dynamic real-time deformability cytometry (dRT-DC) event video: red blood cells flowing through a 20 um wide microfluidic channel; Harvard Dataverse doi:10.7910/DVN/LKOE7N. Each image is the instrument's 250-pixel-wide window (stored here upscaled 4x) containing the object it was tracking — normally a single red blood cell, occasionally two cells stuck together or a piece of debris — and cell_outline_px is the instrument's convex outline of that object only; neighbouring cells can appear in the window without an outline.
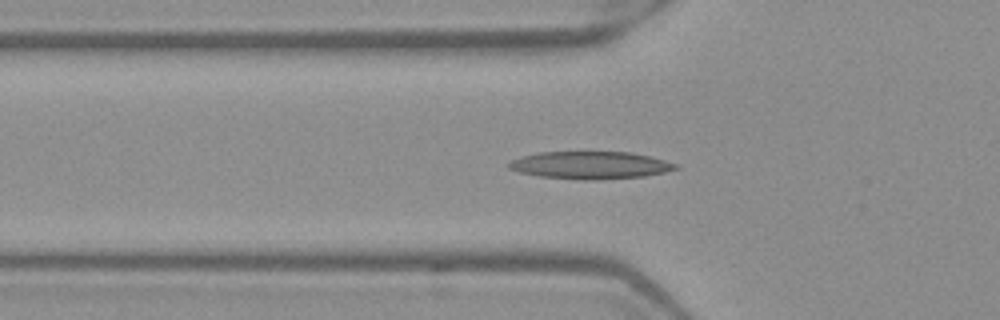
{"species": "Egyptian fruit bat (a non-hibernating species)", "species_latin": "Rousettus aegyptiacus", "temperature_condition": "warm", "stored_images_in_passage": 52, "camera_frame_rate_fps": 3000, "um_per_image_px": 0.085, "frame": {"image": 1, "passage_image": 18, "time_ms": 5.667, "image_size_px": [1000, 320], "cell_outline_px": [[680, 168], [664, 172], [644, 176], [596, 180], [580, 180], [540, 176], [520, 172], [508, 168], [508, 160], [540, 152], [632, 152], [664, 160], [676, 164]], "centroid_in_image_um": [50.16, 14.04], "position_along_channel_um": 75.6, "area_um2": 26.65}}
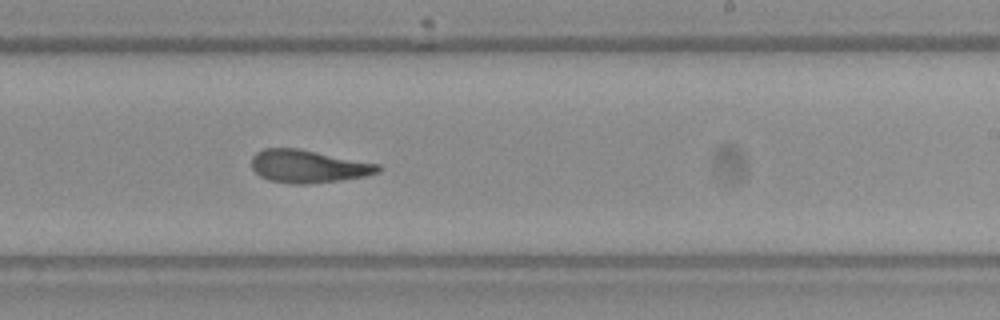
{"frame": {"image": 2, "passage_image": 32, "time_ms": 10.333, "image_size_px": [1000, 320], "cell_outline_px": [[380, 172], [364, 176], [340, 180], [308, 184], [292, 184], [268, 180], [260, 176], [252, 168], [252, 156], [256, 152], [264, 148], [300, 148], [380, 164]], "centroid_in_image_um": [26.19, 14.13], "position_along_channel_um": 262.8, "area_um2": 24.33}}
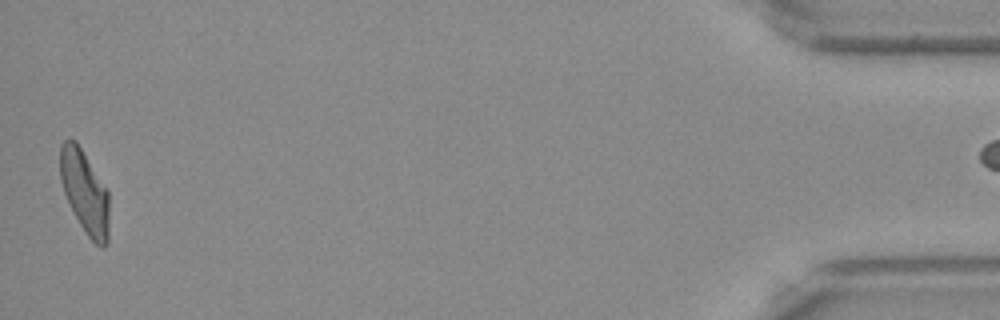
{"frame": {"image": 3, "passage_image": 51, "time_ms": 16.667, "image_size_px": [1000, 320], "cell_outline_px": [[108, 244], [104, 248], [100, 248], [88, 236], [80, 224], [64, 192], [60, 180], [60, 144], [68, 136], [76, 140], [108, 192]], "centroid_in_image_um": [7.19, 16.29], "position_along_channel_um": 428.0, "area_um2": 23.52}}